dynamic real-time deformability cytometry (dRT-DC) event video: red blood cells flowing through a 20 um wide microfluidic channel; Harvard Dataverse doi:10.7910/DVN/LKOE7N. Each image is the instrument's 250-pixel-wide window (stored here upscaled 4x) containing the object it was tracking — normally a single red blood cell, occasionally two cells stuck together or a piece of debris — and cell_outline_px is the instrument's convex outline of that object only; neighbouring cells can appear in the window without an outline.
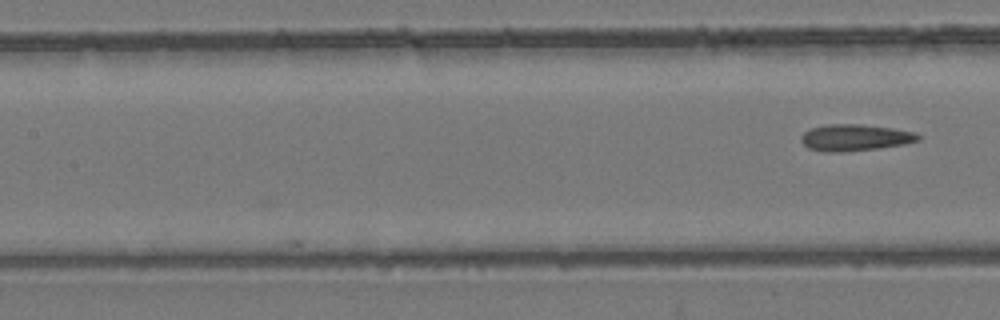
{"species": "common noctule bat (a hibernating species)", "species_latin": "Nyctalus noctula", "temperature_condition": "room temperature", "stored_images_in_passage": 5, "camera_frame_rate_fps": 3000, "um_per_image_px": 0.085, "animal": {"sex": "female", "body_mass_g": 24.6, "forearm_length_mm": 56.2}, "frame": {"image": 1, "passage_image": 5, "time_ms": 4.667, "image_size_px": [1000, 320], "cell_outline_px": [[920, 140], [904, 144], [876, 148], [844, 152], [824, 152], [808, 148], [800, 140], [800, 136], [804, 132], [812, 128], [824, 124], [860, 124], [892, 128], [916, 132], [920, 136]], "centroid_in_image_um": [72.65, 11.69], "position_along_channel_um": 134.7, "area_um2": 18.15}}